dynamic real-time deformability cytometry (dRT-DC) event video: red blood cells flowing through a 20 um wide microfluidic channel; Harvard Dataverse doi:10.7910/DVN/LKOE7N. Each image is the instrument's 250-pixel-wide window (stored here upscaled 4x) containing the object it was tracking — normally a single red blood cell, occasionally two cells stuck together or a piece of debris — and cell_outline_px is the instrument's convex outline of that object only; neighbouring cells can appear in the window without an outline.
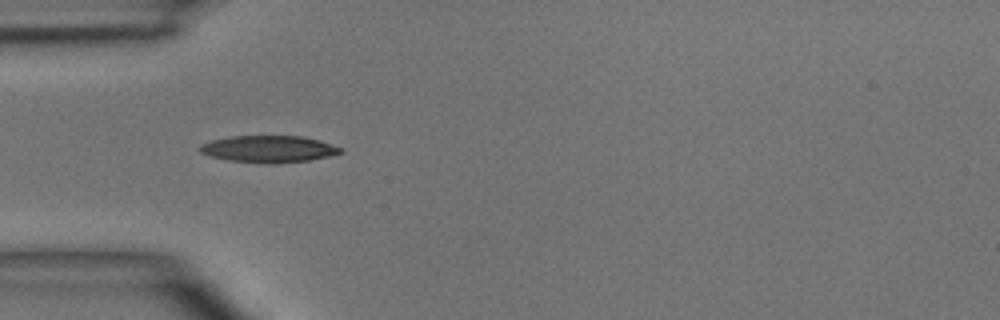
{"species": "common noctule bat (a hibernating species)", "species_latin": "Nyctalus noctula", "temperature_condition": "room temperature", "stored_images_in_passage": 4, "camera_frame_rate_fps": 3000, "um_per_image_px": 0.085, "animal": {"sex": "male", "body_mass_g": 15.6}, "frame": {"image": 1, "passage_image": 1, "time_ms": 0.0, "image_size_px": [1000, 320], "cell_outline_px": [[344, 152], [328, 156], [308, 160], [276, 164], [264, 164], [228, 160], [208, 156], [200, 152], [196, 148], [200, 144], [212, 140], [228, 136], [300, 136], [320, 140], [340, 148]], "centroid_in_image_um": [22.76, 12.67], "position_along_channel_um": 62.2, "area_um2": 22.2}}
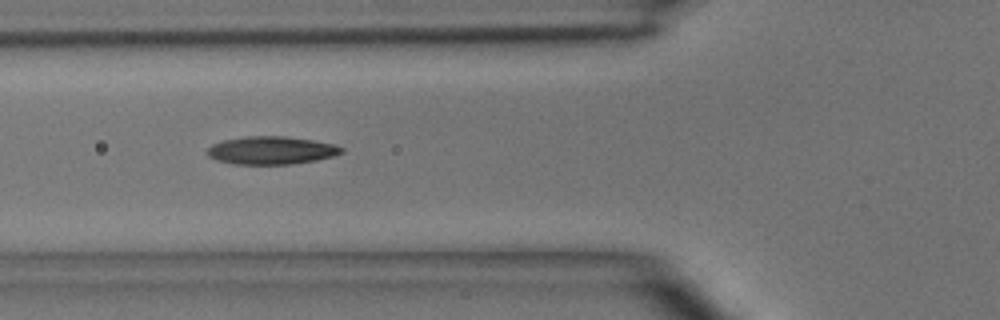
{"frame": {"image": 2, "passage_image": 2, "time_ms": 1.0, "image_size_px": [1000, 320], "cell_outline_px": [[344, 152], [332, 156], [316, 160], [292, 164], [232, 164], [216, 160], [208, 156], [208, 148], [212, 144], [224, 140], [244, 136], [284, 136], [312, 140], [332, 144], [344, 148]], "centroid_in_image_um": [23.04, 12.78], "position_along_channel_um": 102.8, "area_um2": 21.79}}